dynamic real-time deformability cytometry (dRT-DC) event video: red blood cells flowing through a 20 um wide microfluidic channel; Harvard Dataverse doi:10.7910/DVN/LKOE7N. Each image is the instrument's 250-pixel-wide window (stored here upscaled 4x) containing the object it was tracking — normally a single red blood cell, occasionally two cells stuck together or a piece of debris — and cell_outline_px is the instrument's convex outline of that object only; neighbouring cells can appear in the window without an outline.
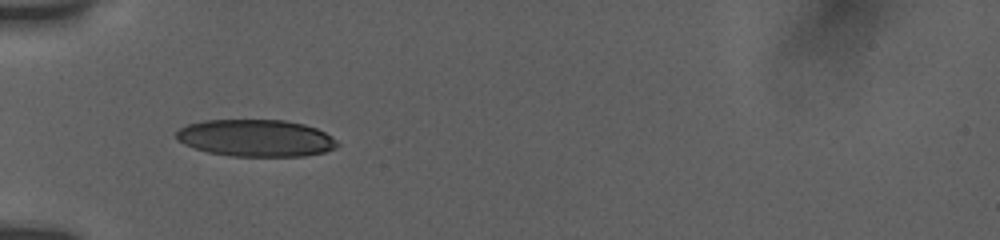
{"species": "human", "species_latin": "Homo sapiens", "temperature_condition": "room temperature", "stored_images_in_passage": 15, "camera_frame_rate_fps": 3000, "um_per_image_px": 0.085, "donor": {"sex": "female"}, "frame": {"image": 1, "passage_image": 13, "time_ms": 6.0, "image_size_px": [1000, 240], "cell_outline_px": [[340, 144], [336, 148], [324, 152], [304, 156], [232, 156], [208, 152], [184, 144], [176, 140], [176, 132], [180, 128], [188, 124], [204, 120], [284, 120], [304, 124], [316, 128], [332, 136]], "centroid_in_image_um": [21.76, 11.73], "position_along_channel_um": 63.2, "area_um2": 34.8}}
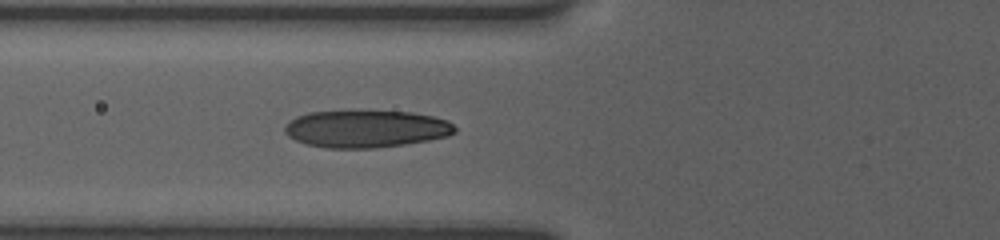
{"frame": {"image": 2, "passage_image": 15, "time_ms": 7.0, "image_size_px": [1000, 240], "cell_outline_px": [[456, 132], [448, 136], [428, 140], [404, 144], [376, 148], [328, 148], [308, 144], [296, 140], [288, 136], [284, 132], [284, 128], [296, 116], [308, 112], [412, 112], [432, 116], [448, 120], [456, 128]], "centroid_in_image_um": [31.14, 10.96], "position_along_channel_um": 94.7, "area_um2": 36.53}}